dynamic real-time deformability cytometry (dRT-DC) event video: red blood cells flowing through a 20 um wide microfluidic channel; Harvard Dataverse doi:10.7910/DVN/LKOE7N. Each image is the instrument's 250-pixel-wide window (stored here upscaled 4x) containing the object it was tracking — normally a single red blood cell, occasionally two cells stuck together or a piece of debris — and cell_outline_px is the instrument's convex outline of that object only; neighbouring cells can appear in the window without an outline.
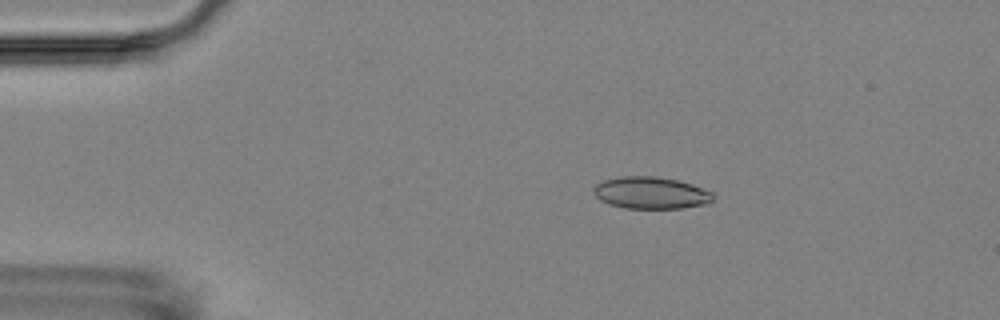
{"species": "Egyptian fruit bat (a non-hibernating species)", "species_latin": "Rousettus aegyptiacus", "temperature_condition": "room temperature", "stored_images_in_passage": 15, "camera_frame_rate_fps": 3000, "um_per_image_px": 0.085, "animal": {"sex": "female"}, "frame": {"image": 1, "passage_image": 2, "time_ms": 1.0, "image_size_px": [1000, 320], "cell_outline_px": [[716, 196], [708, 204], [680, 208], [624, 208], [608, 204], [600, 200], [596, 196], [592, 188], [596, 184], [604, 180], [620, 176], [656, 176], [676, 180], [692, 184], [712, 192]], "centroid_in_image_um": [55.32, 16.39], "position_along_channel_um": 29.7, "area_um2": 22.37}}
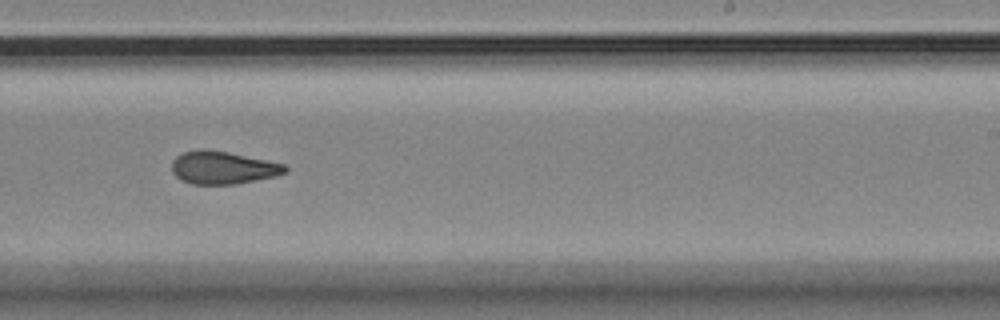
{"frame": {"image": 2, "passage_image": 9, "time_ms": 9.333, "image_size_px": [1000, 320], "cell_outline_px": [[288, 172], [276, 176], [236, 184], [192, 184], [180, 180], [172, 172], [172, 160], [180, 152], [196, 148], [204, 148], [228, 152], [284, 164], [288, 168]], "centroid_in_image_um": [18.9, 14.24], "position_along_channel_um": 270.1, "area_um2": 21.91}}
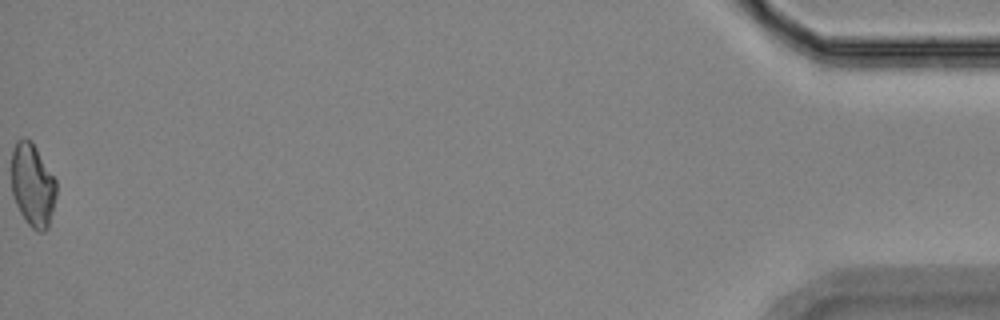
{"frame": {"image": 3, "passage_image": 15, "time_ms": 16.667, "image_size_px": [1000, 320], "cell_outline_px": [[56, 196], [48, 228], [44, 232], [36, 232], [28, 224], [20, 212], [16, 204], [12, 192], [12, 148], [16, 140], [24, 136], [32, 140], [56, 180]], "centroid_in_image_um": [2.77, 15.7], "position_along_channel_um": 432.4, "area_um2": 21.96}, "authors_computed_cell_mechanics": {"area_um2": 22.0796, "velocity_mm_per_s": 3.525, "shape_relaxation_time_tau1_ms": null, "shape_relaxation_time_tau2_ms": 1.9489, "deformation_change_tau1": null, "deformation_change_tau2": 0.056}}